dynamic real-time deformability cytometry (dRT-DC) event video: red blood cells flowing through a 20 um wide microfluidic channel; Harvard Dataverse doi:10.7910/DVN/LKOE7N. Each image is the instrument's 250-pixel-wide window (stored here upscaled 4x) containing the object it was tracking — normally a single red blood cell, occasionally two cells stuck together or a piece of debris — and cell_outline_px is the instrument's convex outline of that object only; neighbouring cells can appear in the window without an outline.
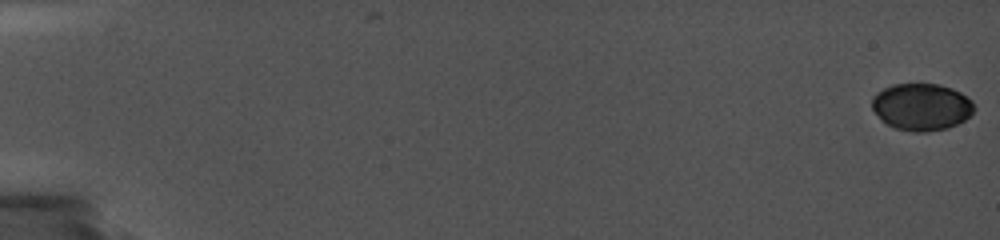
{"species": "common noctule bat (a hibernating species)", "species_latin": "Nyctalus noctula", "temperature_condition": "cold", "stored_images_in_passage": 79, "camera_frame_rate_fps": 5000, "um_per_image_px": 0.085, "animal": {"sex": "female", "body_mass_g": 19.0, "forearm_length_mm": 56.7}, "frame": {"image": 1, "passage_image": 1, "time_ms": 0.0, "image_size_px": [1000, 240], "cell_outline_px": [[976, 108], [964, 120], [948, 128], [924, 132], [912, 132], [896, 128], [888, 124], [872, 108], [872, 96], [876, 92], [892, 84], [940, 84], [952, 88], [960, 92], [972, 100]], "centroid_in_image_um": [78.35, 9.07], "position_along_channel_um": 6.7, "area_um2": 27.92}}
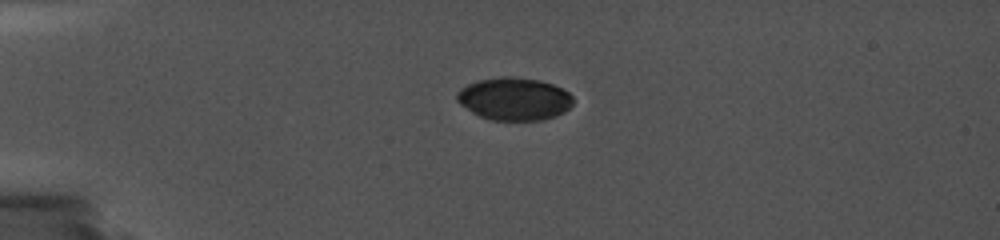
{"frame": {"image": 2, "passage_image": 29, "time_ms": 5.0, "image_size_px": [1000, 240], "cell_outline_px": [[572, 104], [564, 112], [556, 116], [544, 120], [488, 120], [472, 112], [460, 104], [456, 100], [456, 92], [460, 88], [476, 80], [504, 76], [512, 76], [540, 80], [552, 84], [568, 92], [572, 96]], "centroid_in_image_um": [43.68, 8.4], "position_along_channel_um": 41.3, "area_um2": 29.07}}